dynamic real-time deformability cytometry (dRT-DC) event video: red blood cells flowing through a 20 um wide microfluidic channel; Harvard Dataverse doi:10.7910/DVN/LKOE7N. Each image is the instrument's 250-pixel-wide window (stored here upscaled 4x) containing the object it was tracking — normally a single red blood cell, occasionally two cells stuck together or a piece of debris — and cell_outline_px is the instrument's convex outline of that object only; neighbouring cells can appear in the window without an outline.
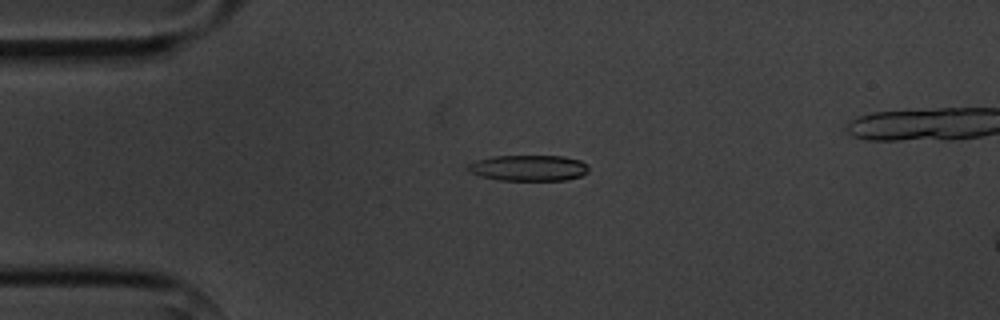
{"species": "common noctule bat (a hibernating species)", "species_latin": "Nyctalus noctula", "temperature_condition": "cold", "stored_images_in_passage": 6, "camera_frame_rate_fps": 3000, "um_per_image_px": 0.085, "animal": {"sex": "male", "body_mass_g": 20.1, "forearm_length_mm": 53.5}, "frame": {"image": 1, "passage_image": 3, "time_ms": 3.333, "image_size_px": [1000, 320], "cell_outline_px": [[588, 172], [580, 176], [568, 180], [500, 180], [480, 176], [468, 172], [464, 168], [468, 164], [476, 160], [496, 156], [564, 156], [580, 160], [588, 164]], "centroid_in_image_um": [44.92, 14.28], "position_along_channel_um": 40.1, "area_um2": 18.38}}
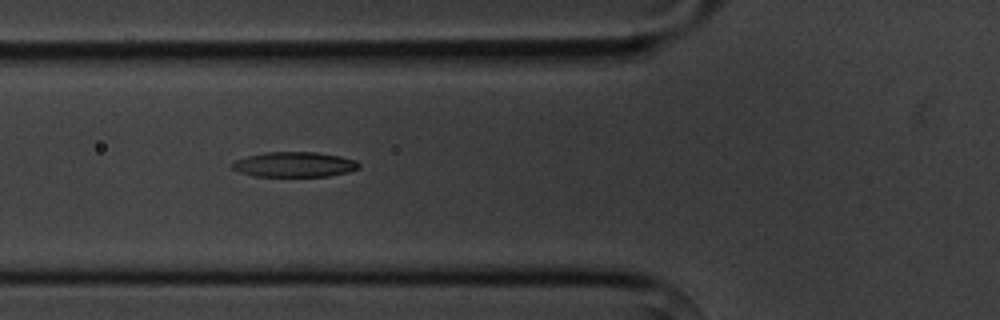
{"frame": {"image": 2, "passage_image": 5, "time_ms": 5.667, "image_size_px": [1000, 320], "cell_outline_px": [[360, 168], [348, 172], [328, 176], [252, 176], [240, 172], [232, 168], [232, 164], [236, 160], [248, 156], [264, 152], [316, 152], [340, 156], [356, 160], [360, 164]], "centroid_in_image_um": [25.05, 13.98], "position_along_channel_um": 100.8, "area_um2": 18.5}}
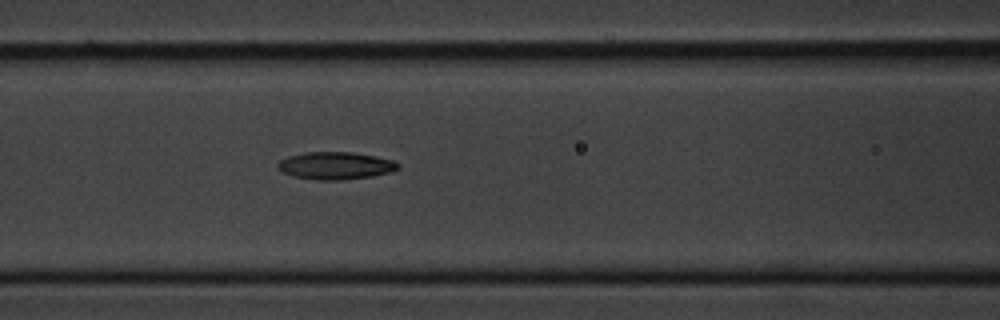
{"frame": {"image": 3, "passage_image": 6, "time_ms": 6.667, "image_size_px": [1000, 320], "cell_outline_px": [[400, 168], [392, 172], [372, 176], [340, 180], [316, 180], [292, 176], [280, 172], [276, 168], [276, 164], [280, 160], [288, 156], [304, 152], [352, 152], [376, 156], [392, 160], [400, 164]], "centroid_in_image_um": [28.49, 14.08], "position_along_channel_um": 138.1, "area_um2": 19.54}}